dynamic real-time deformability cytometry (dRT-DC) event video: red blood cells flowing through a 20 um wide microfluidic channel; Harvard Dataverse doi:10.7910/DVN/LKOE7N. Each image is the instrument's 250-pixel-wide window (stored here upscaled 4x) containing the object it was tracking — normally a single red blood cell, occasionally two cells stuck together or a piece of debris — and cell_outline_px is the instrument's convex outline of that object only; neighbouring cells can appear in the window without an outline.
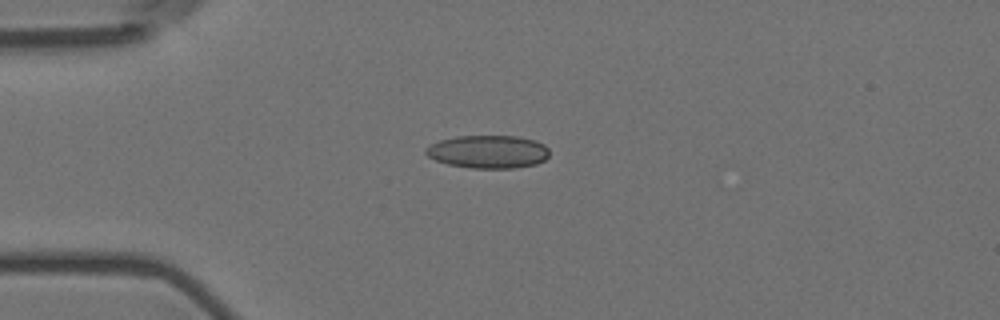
{"species": "Egyptian fruit bat (a non-hibernating species)", "species_latin": "Rousettus aegyptiacus", "temperature_condition": "room temperature", "stored_images_in_passage": 4, "camera_frame_rate_fps": 3000, "um_per_image_px": 0.085, "animal": {"sex": "female"}, "frame": {"image": 1, "passage_image": 1, "time_ms": 0.0, "image_size_px": [1000, 320], "cell_outline_px": [[548, 156], [544, 160], [536, 164], [512, 168], [472, 168], [448, 164], [436, 160], [428, 156], [424, 152], [424, 148], [440, 140], [456, 136], [520, 136], [536, 140], [544, 144], [548, 148]], "centroid_in_image_um": [41.5, 12.89], "position_along_channel_um": 43.5, "area_um2": 23.81}}
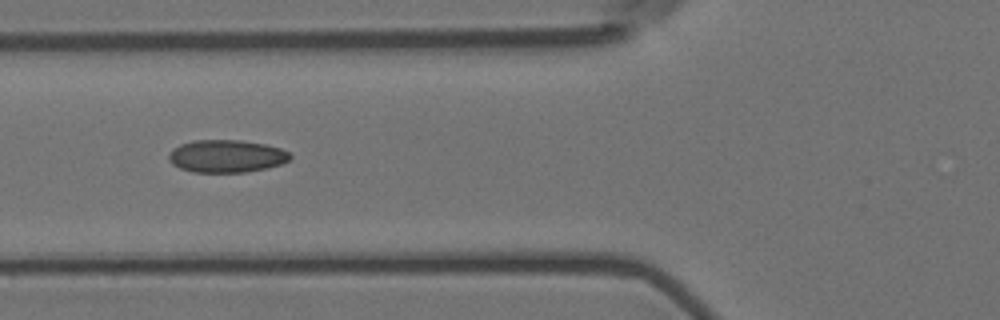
{"frame": {"image": 2, "passage_image": 3, "time_ms": 0.667, "image_size_px": [1000, 320], "cell_outline_px": [[292, 156], [288, 160], [280, 164], [268, 168], [244, 172], [192, 172], [180, 168], [172, 164], [168, 160], [168, 156], [172, 148], [180, 144], [192, 140], [240, 140], [264, 144], [280, 148], [288, 152]], "centroid_in_image_um": [19.21, 13.27], "position_along_channel_um": 106.6, "area_um2": 23.12}}
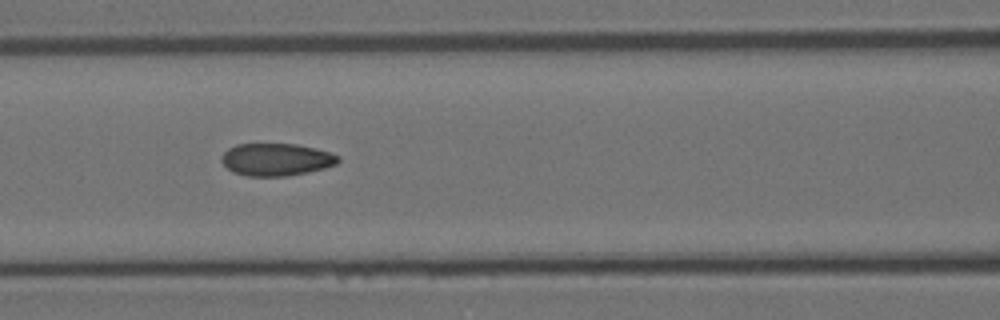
{"frame": {"image": 3, "passage_image": 4, "time_ms": 1.0, "image_size_px": [1000, 320], "cell_outline_px": [[340, 160], [336, 164], [324, 168], [308, 172], [288, 176], [248, 176], [232, 172], [220, 160], [220, 156], [228, 148], [236, 144], [296, 144], [316, 148], [340, 156]], "centroid_in_image_um": [23.47, 13.56], "position_along_channel_um": 143.1, "area_um2": 22.14}}